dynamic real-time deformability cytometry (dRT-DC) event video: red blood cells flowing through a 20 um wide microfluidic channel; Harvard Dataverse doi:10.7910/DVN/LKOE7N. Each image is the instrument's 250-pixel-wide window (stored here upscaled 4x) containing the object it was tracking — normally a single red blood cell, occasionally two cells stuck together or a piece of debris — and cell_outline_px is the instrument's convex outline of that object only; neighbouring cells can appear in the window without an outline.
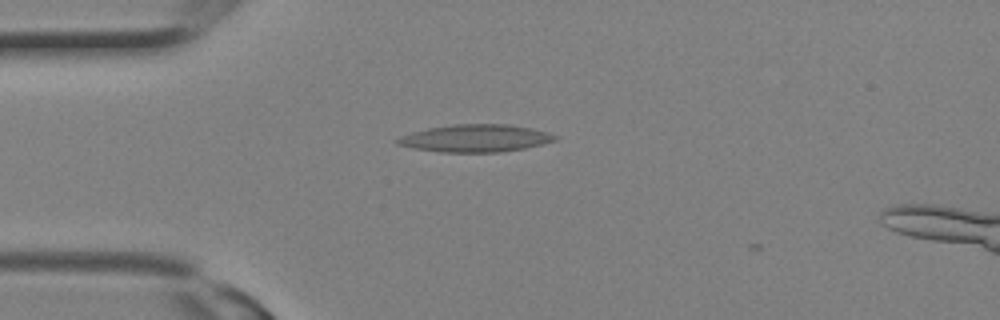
{"species": "Egyptian fruit bat (a non-hibernating species)", "species_latin": "Rousettus aegyptiacus", "temperature_condition": "room temperature", "stored_images_in_passage": 3, "camera_frame_rate_fps": 3000, "um_per_image_px": 0.085, "animal": {"sex": "female"}, "frame": {"image": 1, "passage_image": 2, "time_ms": 0.333, "image_size_px": [1000, 320], "cell_outline_px": [[560, 136], [556, 140], [544, 144], [524, 148], [500, 152], [440, 152], [416, 148], [396, 144], [392, 140], [400, 136], [412, 132], [428, 128], [452, 124], [508, 124], [532, 128]], "centroid_in_image_um": [40.41, 11.75], "position_along_channel_um": 44.6, "area_um2": 25.32}}